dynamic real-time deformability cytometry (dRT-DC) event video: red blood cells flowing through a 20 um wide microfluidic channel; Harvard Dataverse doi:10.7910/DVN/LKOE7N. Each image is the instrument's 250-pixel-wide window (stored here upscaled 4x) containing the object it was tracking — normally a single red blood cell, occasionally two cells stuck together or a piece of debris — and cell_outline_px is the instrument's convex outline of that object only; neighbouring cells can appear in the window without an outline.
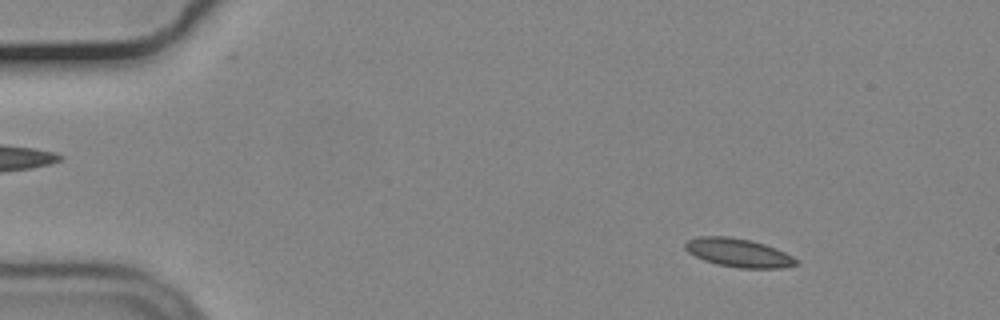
{"species": "common noctule bat (a hibernating species)", "species_latin": "Nyctalus noctula", "temperature_condition": "cold", "stored_images_in_passage": 56, "camera_frame_rate_fps": 3000, "um_per_image_px": 0.085, "animal": {"sex": "male", "body_mass_g": 19.2, "forearm_length_mm": 51.8}, "frame": {"image": 1, "passage_image": 7, "time_ms": 2.0, "image_size_px": [1000, 320], "cell_outline_px": [[796, 264], [784, 268], [740, 268], [716, 264], [704, 260], [688, 252], [684, 248], [684, 244], [688, 240], [700, 236], [728, 236], [752, 240], [776, 248], [792, 256], [796, 260]], "centroid_in_image_um": [62.74, 21.48], "position_along_channel_um": 22.3, "area_um2": 18.38}}
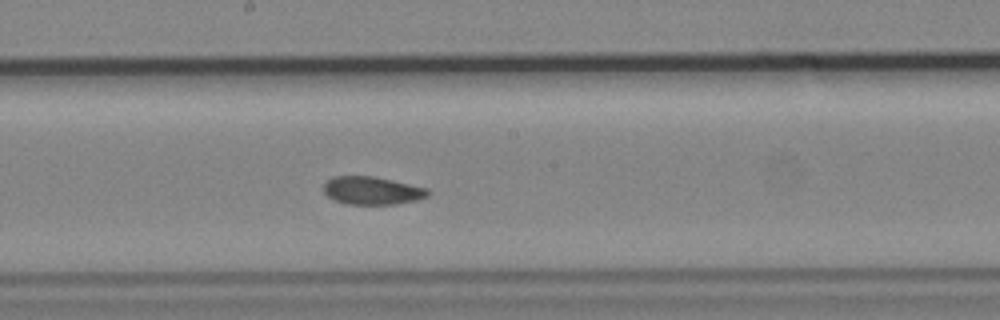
{"frame": {"image": 2, "passage_image": 30, "time_ms": 9.667, "image_size_px": [1000, 320], "cell_outline_px": [[432, 192], [428, 196], [416, 200], [396, 204], [344, 204], [328, 196], [324, 192], [324, 184], [332, 176], [376, 176], [428, 188]], "centroid_in_image_um": [31.66, 16.19], "position_along_channel_um": 216.5, "area_um2": 17.11}}
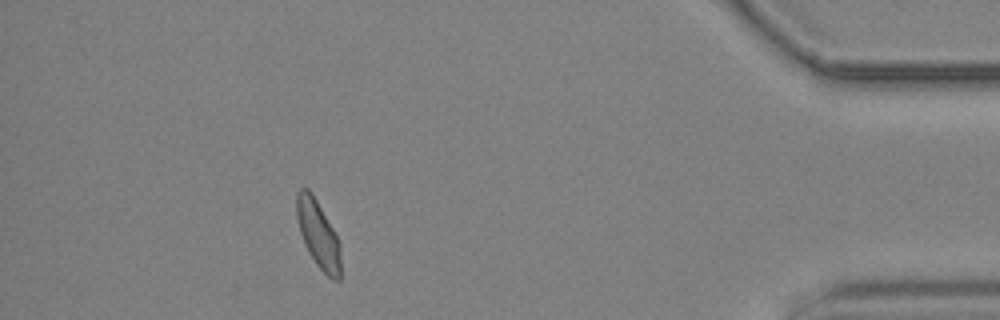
{"frame": {"image": 3, "passage_image": 50, "time_ms": 16.333, "image_size_px": [1000, 320], "cell_outline_px": [[340, 280], [332, 280], [316, 264], [308, 252], [304, 244], [300, 232], [296, 216], [296, 192], [300, 188], [308, 188], [312, 192], [332, 228], [340, 244]], "centroid_in_image_um": [27.02, 19.89], "position_along_channel_um": 408.2, "area_um2": 17.22}, "authors_computed_cell_mechanics": {"area_um2": 17.5423, "velocity_mm_per_s": 3.6761, "shape_relaxation_time_tau1_ms": null, "shape_relaxation_time_tau2_ms": 2.5812, "deformation_change_tau1": null, "deformation_change_tau2": 0.0577}}